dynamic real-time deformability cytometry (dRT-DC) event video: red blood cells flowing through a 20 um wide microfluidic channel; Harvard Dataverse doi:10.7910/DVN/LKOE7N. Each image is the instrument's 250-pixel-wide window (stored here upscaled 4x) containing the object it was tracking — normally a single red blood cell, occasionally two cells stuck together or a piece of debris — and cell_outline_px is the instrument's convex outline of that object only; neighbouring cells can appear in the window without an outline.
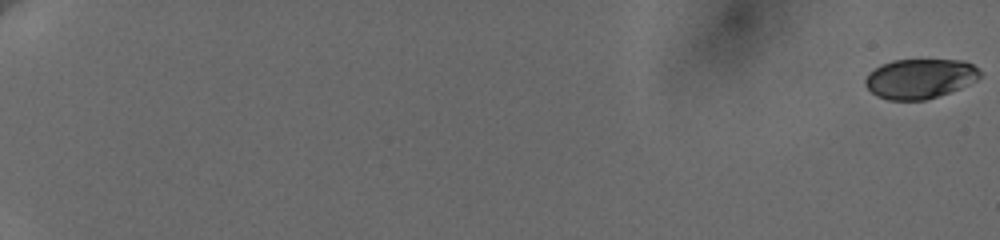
{"species": "human", "species_latin": "Homo sapiens", "temperature_condition": "cold", "stored_images_in_passage": 44, "camera_frame_rate_fps": 3000, "um_per_image_px": 0.085, "donor": {"sex": "female"}, "frame": {"image": 1, "passage_image": 1, "time_ms": 0.0, "image_size_px": [1000, 240], "cell_outline_px": [[980, 76], [976, 80], [960, 88], [924, 100], [888, 100], [876, 96], [864, 84], [864, 80], [868, 72], [880, 64], [892, 60], [964, 60], [972, 64], [980, 72]], "centroid_in_image_um": [78.14, 6.67], "position_along_channel_um": 6.9, "area_um2": 26.53}}
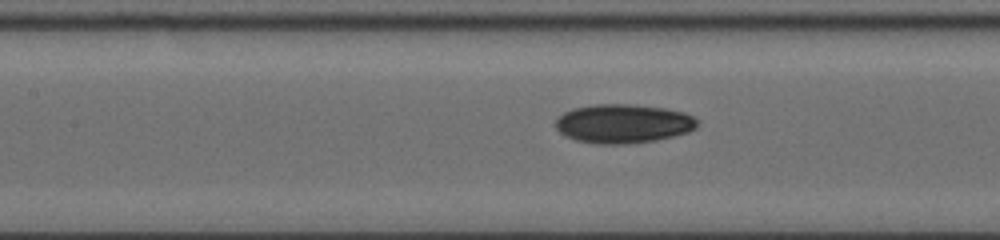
{"frame": {"image": 2, "passage_image": 24, "time_ms": 10.667, "image_size_px": [1000, 240], "cell_outline_px": [[700, 120], [696, 128], [688, 132], [656, 140], [628, 144], [596, 144], [576, 140], [564, 136], [552, 124], [564, 112], [572, 108], [592, 104], [632, 104], [664, 108], [684, 112]], "centroid_in_image_um": [52.95, 10.51], "position_along_channel_um": 154.4, "area_um2": 32.54}}
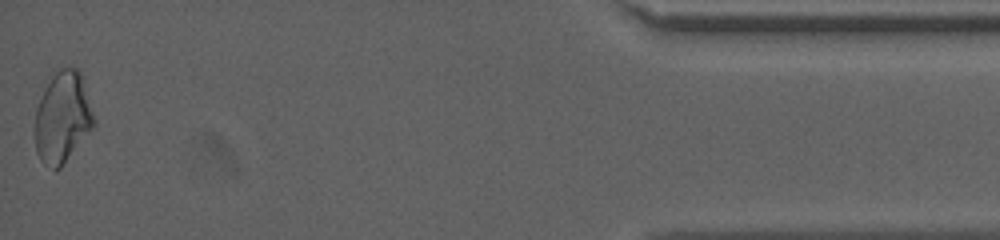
{"frame": {"image": 3, "passage_image": 44, "time_ms": 20.0, "image_size_px": [1000, 240], "cell_outline_px": [[96, 124], [60, 168], [52, 168], [40, 160], [36, 152], [36, 108], [52, 76], [60, 68], [76, 68], [80, 72], [84, 80], [96, 120]], "centroid_in_image_um": [5.36, 9.97], "position_along_channel_um": 429.8, "area_um2": 30.87}, "authors_computed_cell_mechanics": {"area_um2": 29.5936, "velocity_mm_per_s": 3.6586, "shape_relaxation_time_tau1_ms": 5.09, "shape_relaxation_time_tau2_ms": 9.3018, "deformation_change_tau1": 0.1132, "deformation_change_tau2": 0.1444}}